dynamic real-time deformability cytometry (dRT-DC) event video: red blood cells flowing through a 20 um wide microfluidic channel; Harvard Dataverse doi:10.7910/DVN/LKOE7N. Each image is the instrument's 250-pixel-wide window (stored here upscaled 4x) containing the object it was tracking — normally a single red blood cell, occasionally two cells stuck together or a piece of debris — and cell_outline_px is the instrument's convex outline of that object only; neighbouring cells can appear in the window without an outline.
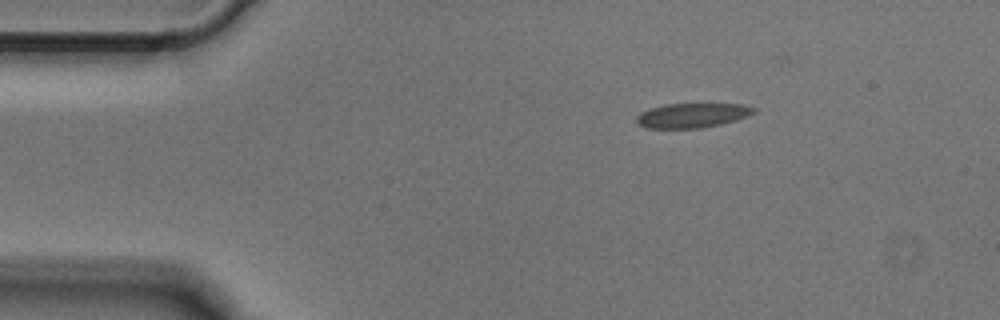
{"species": "Egyptian fruit bat (a non-hibernating species)", "species_latin": "Rousettus aegyptiacus", "temperature_condition": "cold", "stored_images_in_passage": 5, "segment_of_instrument_passage": [2, 2], "camera_frame_rate_fps": 3000, "um_per_image_px": 0.085, "animal": {"sex": "male"}, "frame": {"image": 1, "passage_image": 5, "time_ms": 1.333, "image_size_px": [1000, 320], "cell_outline_px": [[756, 112], [748, 116], [736, 120], [720, 124], [700, 128], [644, 128], [636, 124], [636, 116], [640, 112], [664, 104], [744, 104], [756, 108]], "centroid_in_image_um": [58.83, 9.81], "position_along_channel_um": 26.2, "area_um2": 16.88}}